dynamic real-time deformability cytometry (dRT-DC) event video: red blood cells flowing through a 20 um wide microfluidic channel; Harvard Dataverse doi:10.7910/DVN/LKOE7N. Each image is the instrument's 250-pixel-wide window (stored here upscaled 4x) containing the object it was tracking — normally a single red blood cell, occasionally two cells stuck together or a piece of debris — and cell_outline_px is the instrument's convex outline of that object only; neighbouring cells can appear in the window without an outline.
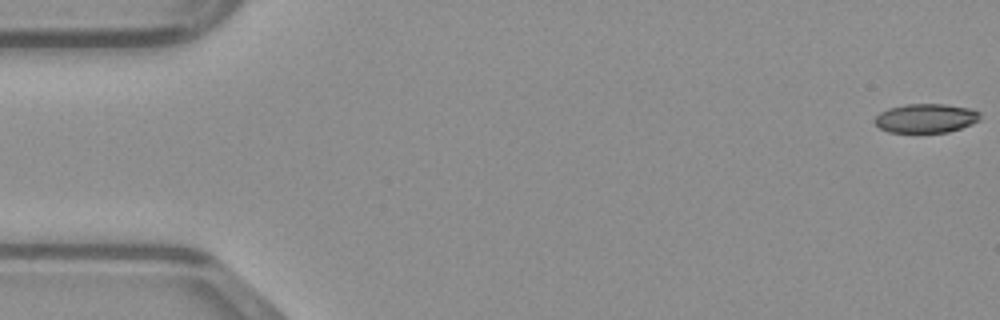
{"species": "common noctule bat (a hibernating species)", "species_latin": "Nyctalus noctula", "temperature_condition": "warm", "stored_images_in_passage": 9, "camera_frame_rate_fps": 3000, "um_per_image_px": 0.085, "animal": {"sex": "male", "body_mass_g": 23.1, "forearm_length_mm": 52.7}, "frame": {"image": 1, "passage_image": 1, "time_ms": 0.0, "image_size_px": [1000, 320], "cell_outline_px": [[980, 120], [972, 124], [948, 132], [888, 132], [880, 128], [872, 120], [880, 112], [888, 108], [908, 104], [944, 104], [972, 108], [980, 112]], "centroid_in_image_um": [78.71, 10.04], "position_along_channel_um": 6.3, "area_um2": 17.92}}